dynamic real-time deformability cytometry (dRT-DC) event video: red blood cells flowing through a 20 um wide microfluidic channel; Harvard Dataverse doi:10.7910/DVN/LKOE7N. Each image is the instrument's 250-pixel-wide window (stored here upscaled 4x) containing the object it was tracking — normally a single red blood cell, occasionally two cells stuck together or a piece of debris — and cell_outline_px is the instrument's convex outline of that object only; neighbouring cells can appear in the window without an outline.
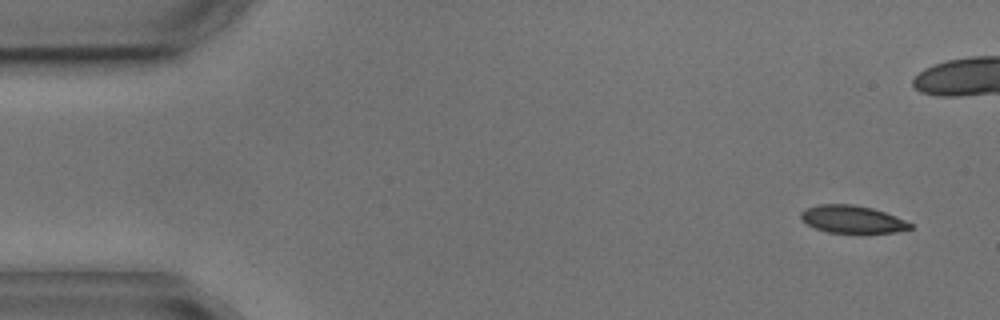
{"species": "common noctule bat (a hibernating species)", "species_latin": "Nyctalus noctula", "temperature_condition": "cold", "stored_images_in_passage": 5, "camera_frame_rate_fps": 3000, "um_per_image_px": 0.085, "animal": {"sex": "male", "body_mass_g": 17.9, "forearm_length_mm": 54.2}, "frame": {"image": 1, "passage_image": 1, "time_ms": 0.0, "image_size_px": [1000, 320], "cell_outline_px": [[912, 228], [896, 232], [828, 232], [816, 228], [808, 224], [800, 216], [800, 212], [808, 208], [820, 204], [852, 204], [872, 208], [896, 216], [912, 224]], "centroid_in_image_um": [72.45, 18.63], "position_along_channel_um": 12.5, "area_um2": 17.17}}